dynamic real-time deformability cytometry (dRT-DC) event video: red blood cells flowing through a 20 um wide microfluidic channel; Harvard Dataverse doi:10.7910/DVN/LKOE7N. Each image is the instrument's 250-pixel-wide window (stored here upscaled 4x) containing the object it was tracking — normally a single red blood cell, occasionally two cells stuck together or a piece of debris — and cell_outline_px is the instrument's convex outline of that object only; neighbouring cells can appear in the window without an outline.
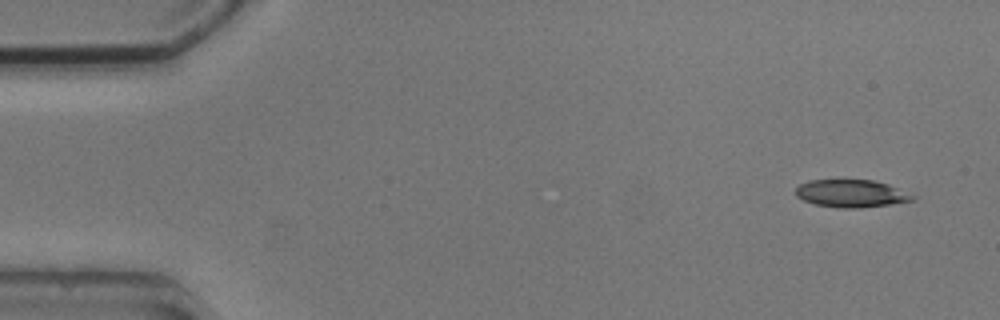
{"species": "common noctule bat (a hibernating species)", "species_latin": "Nyctalus noctula", "temperature_condition": "cold", "stored_images_in_passage": 4, "camera_frame_rate_fps": 3000, "um_per_image_px": 0.085, "animal": {"sex": "male", "body_mass_g": 20.5, "forearm_length_mm": 52.5}, "frame": {"image": 1, "passage_image": 1, "time_ms": 0.0, "image_size_px": [1000, 320], "cell_outline_px": [[916, 200], [860, 208], [836, 208], [816, 204], [804, 200], [796, 196], [796, 188], [800, 184], [808, 180], [872, 180], [888, 184], [916, 196]], "centroid_in_image_um": [72.36, 16.45], "position_along_channel_um": 12.6, "area_um2": 18.73}}
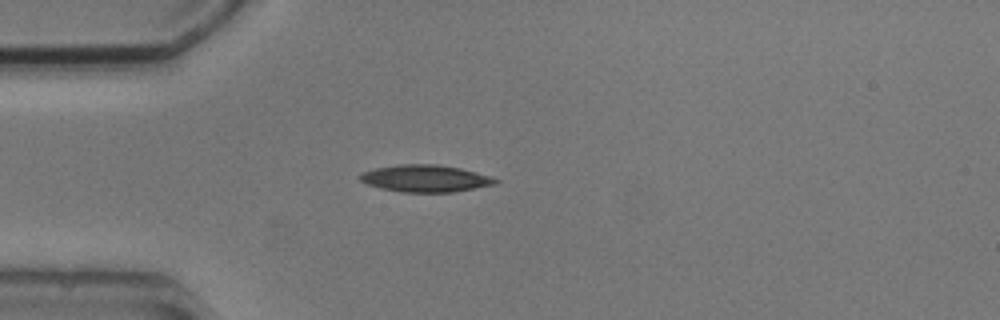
{"frame": {"image": 2, "passage_image": 4, "time_ms": 3.667, "image_size_px": [1000, 320], "cell_outline_px": [[500, 180], [496, 184], [452, 192], [404, 192], [380, 188], [368, 184], [360, 180], [360, 176], [364, 172], [376, 168], [396, 164], [440, 164], [460, 168], [492, 176]], "centroid_in_image_um": [36.2, 15.16], "position_along_channel_um": 48.8, "area_um2": 21.27}}